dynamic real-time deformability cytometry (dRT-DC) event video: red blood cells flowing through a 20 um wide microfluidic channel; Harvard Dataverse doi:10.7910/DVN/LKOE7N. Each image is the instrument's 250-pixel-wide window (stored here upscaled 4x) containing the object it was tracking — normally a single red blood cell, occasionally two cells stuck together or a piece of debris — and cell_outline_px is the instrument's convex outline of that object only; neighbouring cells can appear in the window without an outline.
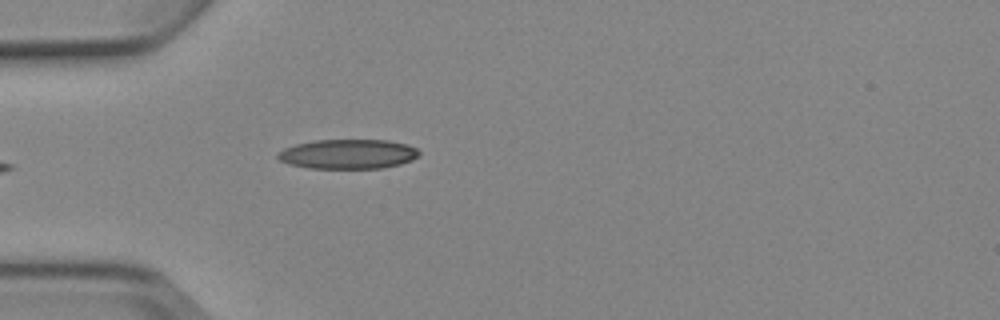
{"species": "Egyptian fruit bat (a non-hibernating species)", "species_latin": "Rousettus aegyptiacus", "temperature_condition": "cold", "stored_images_in_passage": 6, "camera_frame_rate_fps": 3000, "um_per_image_px": 0.085, "animal": {"sex": "female"}, "frame": {"image": 1, "passage_image": 6, "time_ms": 6.0, "image_size_px": [1000, 320], "cell_outline_px": [[420, 156], [412, 160], [400, 164], [384, 168], [308, 168], [288, 164], [280, 160], [276, 156], [276, 152], [284, 148], [296, 144], [316, 140], [388, 140], [408, 144], [416, 148], [420, 152]], "centroid_in_image_um": [29.59, 13.09], "position_along_channel_um": 55.4, "area_um2": 24.57}}